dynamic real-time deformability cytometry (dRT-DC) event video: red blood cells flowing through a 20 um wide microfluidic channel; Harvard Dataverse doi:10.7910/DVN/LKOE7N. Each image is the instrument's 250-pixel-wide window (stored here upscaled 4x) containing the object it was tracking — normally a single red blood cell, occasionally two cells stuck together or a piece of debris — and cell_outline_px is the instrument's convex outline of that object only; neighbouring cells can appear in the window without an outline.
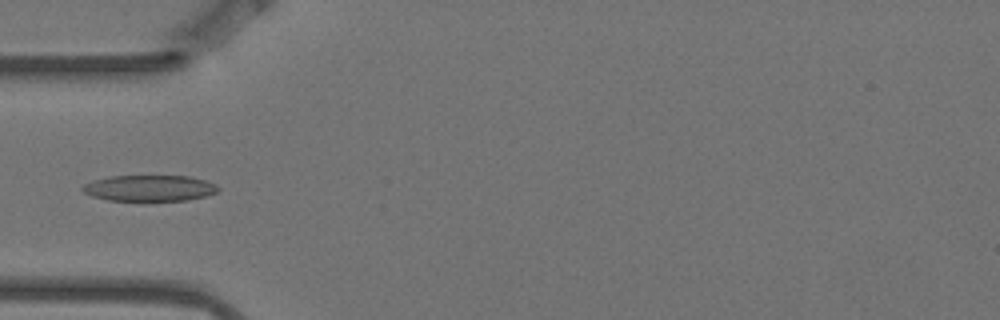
{"species": "Egyptian fruit bat (a non-hibernating species)", "species_latin": "Rousettus aegyptiacus", "temperature_condition": "warm", "stored_images_in_passage": 15, "camera_frame_rate_fps": 3000, "um_per_image_px": 0.085, "animal": {"sex": "female"}, "frame": {"image": 1, "passage_image": 5, "time_ms": 1.333, "image_size_px": [1000, 320], "cell_outline_px": [[220, 188], [216, 192], [204, 196], [188, 200], [144, 204], [108, 200], [92, 196], [84, 192], [80, 188], [84, 184], [92, 180], [108, 176], [188, 176], [204, 180], [216, 184]], "centroid_in_image_um": [12.66, 16.04], "position_along_channel_um": 72.3, "area_um2": 21.62}}
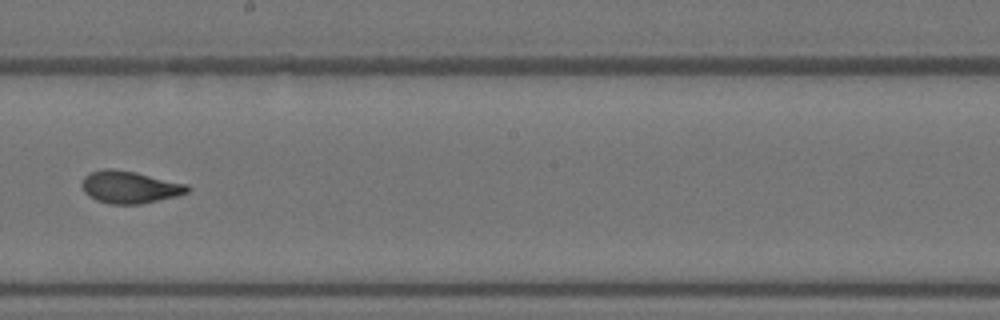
{"frame": {"image": 2, "passage_image": 9, "time_ms": 2.667, "image_size_px": [1000, 320], "cell_outline_px": [[192, 188], [188, 192], [176, 196], [140, 204], [108, 204], [96, 200], [88, 196], [84, 192], [80, 184], [84, 176], [88, 172], [104, 168], [112, 168], [136, 172], [188, 184]], "centroid_in_image_um": [10.99, 15.89], "position_along_channel_um": 237.2, "area_um2": 20.17}}
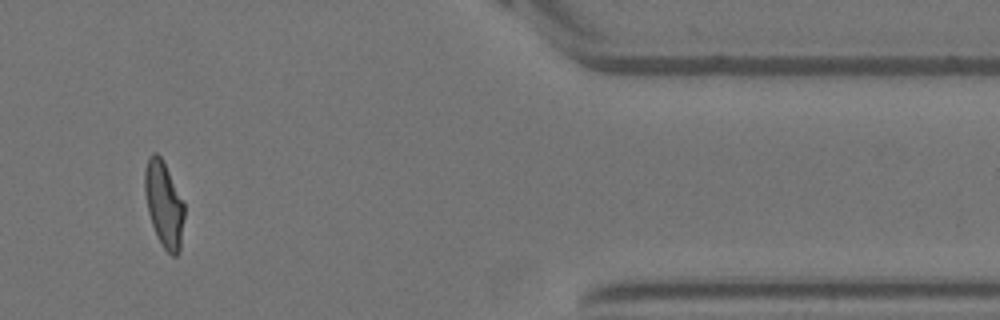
{"frame": {"image": 3, "passage_image": 13, "time_ms": 4.0, "image_size_px": [1000, 320], "cell_outline_px": [[184, 216], [180, 252], [176, 256], [172, 256], [164, 248], [156, 236], [148, 212], [144, 192], [144, 172], [148, 156], [152, 152], [156, 152], [160, 156], [184, 204]], "centroid_in_image_um": [13.91, 17.39], "position_along_channel_um": 397.5, "area_um2": 19.59}}